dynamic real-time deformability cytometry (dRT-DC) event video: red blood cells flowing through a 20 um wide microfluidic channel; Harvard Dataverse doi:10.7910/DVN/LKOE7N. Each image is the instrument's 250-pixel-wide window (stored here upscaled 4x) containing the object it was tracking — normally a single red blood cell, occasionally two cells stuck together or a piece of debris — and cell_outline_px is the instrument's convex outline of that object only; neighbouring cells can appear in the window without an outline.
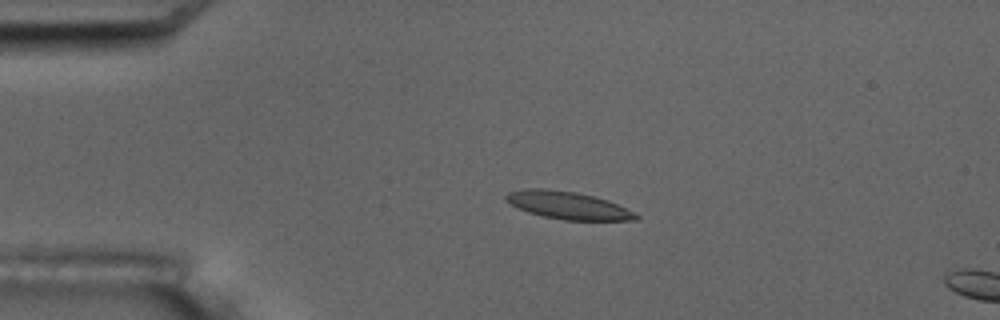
{"species": "common noctule bat (a hibernating species)", "species_latin": "Nyctalus noctula", "temperature_condition": "room temperature", "stored_images_in_passage": 5, "camera_frame_rate_fps": 3000, "um_per_image_px": 0.085, "animal": {"sex": "male", "body_mass_g": 17.5, "forearm_length_mm": 52.3}, "frame": {"image": 1, "passage_image": 4, "time_ms": 3.667, "image_size_px": [1000, 320], "cell_outline_px": [[640, 216], [636, 220], [564, 220], [544, 216], [528, 212], [504, 200], [504, 196], [508, 192], [524, 188], [544, 188], [576, 192], [608, 200], [636, 212]], "centroid_in_image_um": [48.28, 17.44], "position_along_channel_um": 36.7, "area_um2": 20.87}}